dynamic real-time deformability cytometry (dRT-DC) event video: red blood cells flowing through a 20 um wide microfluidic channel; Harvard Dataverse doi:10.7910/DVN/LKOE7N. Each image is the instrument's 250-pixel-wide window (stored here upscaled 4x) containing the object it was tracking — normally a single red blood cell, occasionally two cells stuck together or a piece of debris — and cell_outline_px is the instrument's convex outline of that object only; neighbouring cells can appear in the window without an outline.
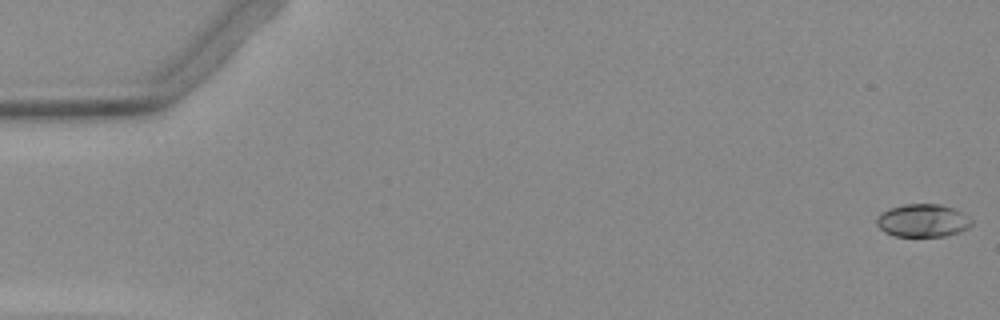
{"species": "Egyptian fruit bat (a non-hibernating species)", "species_latin": "Rousettus aegyptiacus", "temperature_condition": "warm", "stored_images_in_passage": 47, "camera_frame_rate_fps": 3000, "um_per_image_px": 0.085, "animal": {"sex": "female"}, "frame": {"image": 1, "passage_image": 1, "time_ms": 0.0, "image_size_px": [1000, 320], "cell_outline_px": [[972, 224], [968, 228], [960, 232], [944, 236], [896, 236], [884, 232], [876, 224], [876, 216], [880, 212], [888, 208], [904, 204], [940, 204], [952, 208], [960, 212], [972, 220]], "centroid_in_image_um": [78.39, 18.74], "position_along_channel_um": 6.6, "area_um2": 18.26}}
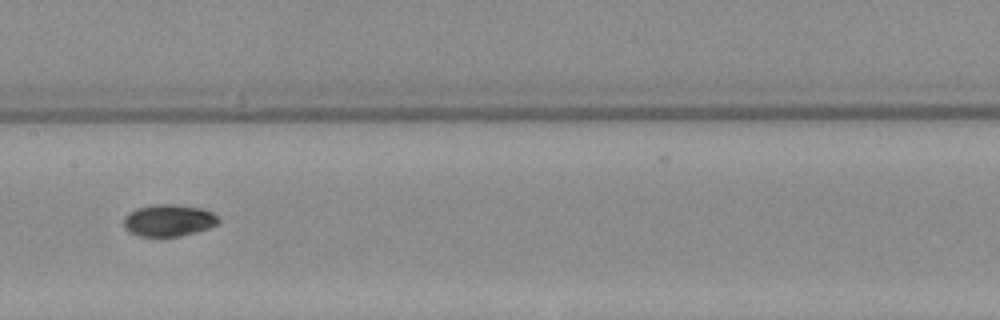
{"frame": {"image": 2, "passage_image": 27, "time_ms": 8.667, "image_size_px": [1000, 320], "cell_outline_px": [[220, 224], [196, 232], [180, 236], [140, 236], [128, 232], [124, 228], [124, 216], [128, 212], [136, 208], [152, 204], [172, 204], [200, 208], [212, 212], [220, 220]], "centroid_in_image_um": [14.31, 18.73], "position_along_channel_um": 193.1, "area_um2": 17.74}}
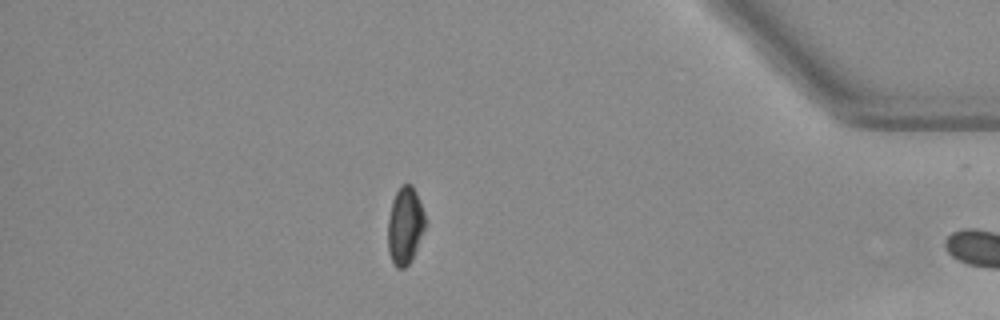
{"frame": {"image": 3, "passage_image": 46, "time_ms": 15.0, "image_size_px": [1000, 320], "cell_outline_px": [[428, 224], [412, 260], [404, 268], [396, 268], [388, 252], [388, 220], [392, 200], [400, 184], [412, 184], [416, 192], [428, 220]], "centroid_in_image_um": [34.46, 19.17], "position_along_channel_um": 400.7, "area_um2": 17.34}}